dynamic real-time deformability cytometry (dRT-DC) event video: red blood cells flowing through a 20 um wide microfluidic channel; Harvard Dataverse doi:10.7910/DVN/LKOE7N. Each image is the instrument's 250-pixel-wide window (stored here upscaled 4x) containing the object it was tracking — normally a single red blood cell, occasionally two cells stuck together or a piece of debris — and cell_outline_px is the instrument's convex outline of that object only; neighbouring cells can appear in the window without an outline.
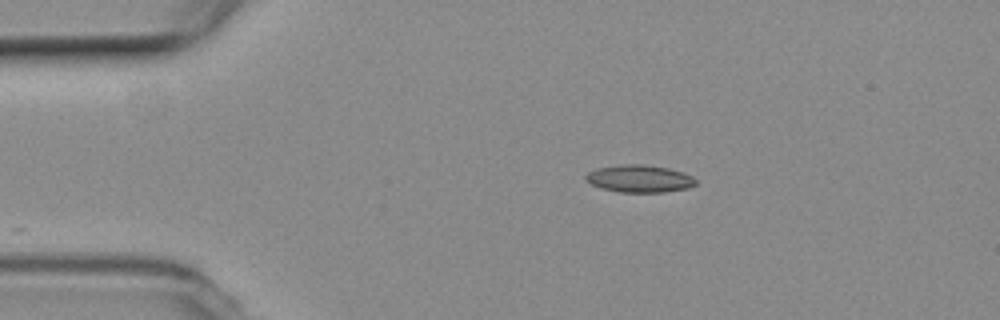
{"species": "common noctule bat (a hibernating species)", "species_latin": "Nyctalus noctula", "temperature_condition": "room temperature", "stored_images_in_passage": 2, "camera_frame_rate_fps": 3000, "um_per_image_px": 0.085, "animal": {"sex": "female", "body_mass_g": 19.3, "forearm_length_mm": 54.1}, "frame": {"image": 1, "passage_image": 2, "time_ms": 0.333, "image_size_px": [1000, 320], "cell_outline_px": [[696, 184], [688, 188], [664, 192], [620, 192], [600, 188], [592, 184], [584, 176], [588, 172], [596, 168], [620, 164], [640, 164], [668, 168], [692, 176], [696, 180]], "centroid_in_image_um": [54.33, 15.18], "position_along_channel_um": 30.7, "area_um2": 17.46}}